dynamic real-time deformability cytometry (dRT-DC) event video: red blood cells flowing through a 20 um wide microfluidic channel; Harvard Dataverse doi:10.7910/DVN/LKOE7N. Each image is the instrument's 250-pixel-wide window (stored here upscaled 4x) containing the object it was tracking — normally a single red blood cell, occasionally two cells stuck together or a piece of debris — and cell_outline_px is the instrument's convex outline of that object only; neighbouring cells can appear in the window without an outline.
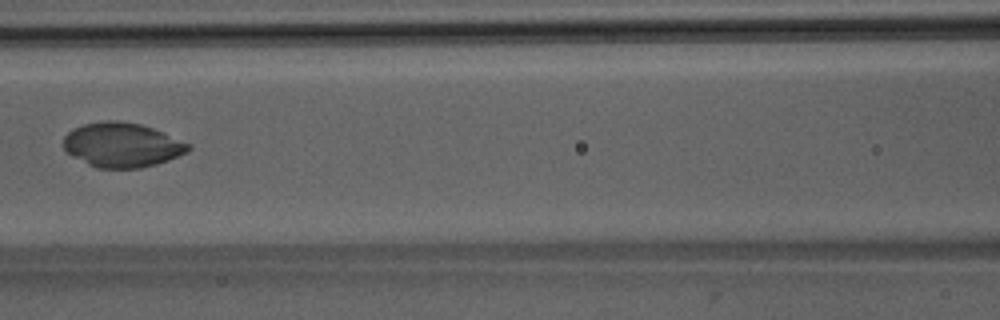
{"species": "Egyptian fruit bat (a non-hibernating species)", "species_latin": "Rousettus aegyptiacus", "temperature_condition": "room temperature", "stored_images_in_passage": 6, "camera_frame_rate_fps": 3000, "um_per_image_px": 0.085, "animal": {"sex": "male"}, "frame": {"image": 1, "passage_image": 5, "time_ms": 4.667, "image_size_px": [1000, 320], "cell_outline_px": [[192, 148], [188, 152], [168, 160], [156, 164], [140, 168], [96, 168], [72, 156], [64, 148], [64, 136], [68, 132], [84, 124], [104, 120], [120, 120], [140, 124], [152, 128], [192, 144]], "centroid_in_image_um": [10.4, 12.32], "position_along_channel_um": 156.2, "area_um2": 32.37}}